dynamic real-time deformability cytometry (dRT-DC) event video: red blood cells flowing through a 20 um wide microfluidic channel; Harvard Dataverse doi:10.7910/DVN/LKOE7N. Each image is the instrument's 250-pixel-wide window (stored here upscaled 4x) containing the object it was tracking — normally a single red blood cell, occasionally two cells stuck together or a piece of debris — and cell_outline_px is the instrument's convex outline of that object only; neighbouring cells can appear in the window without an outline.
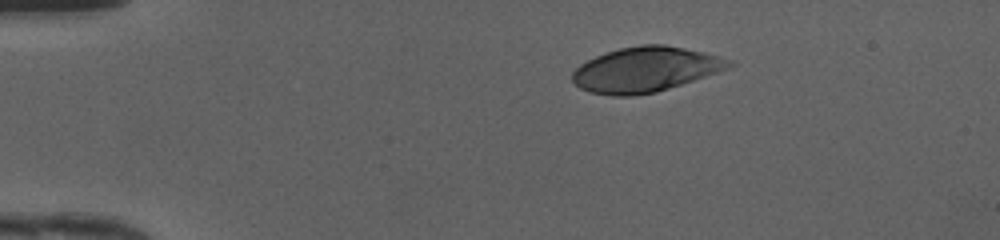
{"species": "human", "species_latin": "Homo sapiens", "temperature_condition": "cold", "stored_images_in_passage": 37, "camera_frame_rate_fps": 3000, "um_per_image_px": 0.085, "donor": {"sex": "female"}, "frame": {"image": 1, "passage_image": 1, "time_ms": 0.0, "image_size_px": [1000, 240], "cell_outline_px": [[736, 64], [728, 68], [656, 92], [632, 96], [612, 96], [588, 92], [580, 88], [572, 80], [572, 72], [580, 64], [596, 56], [620, 48], [640, 44], [664, 44], [704, 52], [720, 56], [732, 60]], "centroid_in_image_um": [54.84, 5.9], "position_along_channel_um": 30.2, "area_um2": 40.86}}
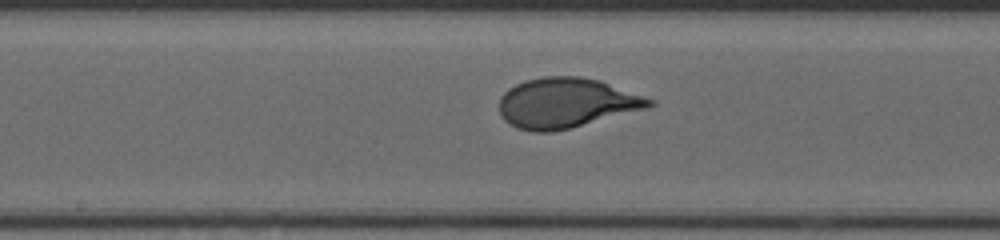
{"frame": {"image": 2, "passage_image": 18, "time_ms": 5.667, "image_size_px": [1000, 240], "cell_outline_px": [[656, 104], [648, 108], [572, 128], [552, 132], [532, 132], [516, 128], [504, 120], [500, 116], [500, 96], [508, 88], [524, 80], [544, 76], [580, 76], [600, 80], [656, 100]], "centroid_in_image_um": [48.14, 8.75], "position_along_channel_um": 200.1, "area_um2": 44.22}}
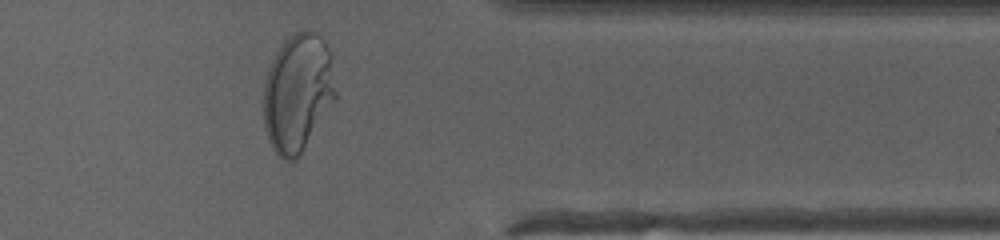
{"frame": {"image": 3, "passage_image": 32, "time_ms": 10.333, "image_size_px": [1000, 240], "cell_outline_px": [[336, 96], [296, 160], [284, 160], [276, 156], [268, 140], [264, 128], [264, 80], [268, 68], [276, 52], [284, 40], [292, 32], [316, 32], [324, 40], [332, 56], [336, 92]], "centroid_in_image_um": [25.28, 7.87], "position_along_channel_um": 386.1, "area_um2": 49.53}, "authors_computed_cell_mechanics": {"area_um2": 42.7142, "velocity_mm_per_s": 4.1918, "shape_relaxation_time_tau1_ms": 3.7508, "shape_relaxation_time_tau2_ms": null, "deformation_change_tau1": 0.2154, "deformation_change_tau2": null}}